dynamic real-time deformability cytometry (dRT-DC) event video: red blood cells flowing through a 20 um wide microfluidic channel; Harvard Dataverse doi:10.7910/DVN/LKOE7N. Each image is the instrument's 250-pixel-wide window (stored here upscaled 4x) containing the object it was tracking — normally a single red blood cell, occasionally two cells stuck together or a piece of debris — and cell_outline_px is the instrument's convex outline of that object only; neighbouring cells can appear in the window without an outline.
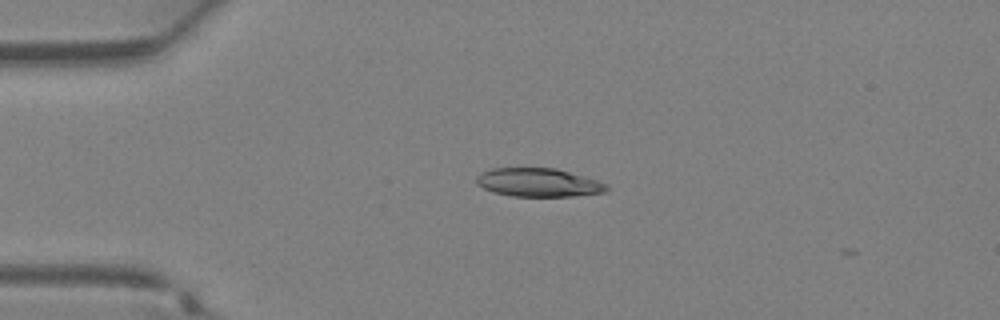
{"species": "Egyptian fruit bat (a non-hibernating species)", "species_latin": "Rousettus aegyptiacus", "temperature_condition": "warm", "stored_images_in_passage": 3, "camera_frame_rate_fps": 3000, "um_per_image_px": 0.085, "animal": {"sex": "female"}, "frame": {"image": 1, "passage_image": 1, "time_ms": 0.0, "image_size_px": [1000, 320], "cell_outline_px": [[612, 188], [604, 192], [572, 196], [512, 196], [492, 192], [476, 184], [476, 176], [492, 168], [556, 168], [596, 180], [608, 184]], "centroid_in_image_um": [45.77, 15.51], "position_along_channel_um": 39.2, "area_um2": 21.56}}